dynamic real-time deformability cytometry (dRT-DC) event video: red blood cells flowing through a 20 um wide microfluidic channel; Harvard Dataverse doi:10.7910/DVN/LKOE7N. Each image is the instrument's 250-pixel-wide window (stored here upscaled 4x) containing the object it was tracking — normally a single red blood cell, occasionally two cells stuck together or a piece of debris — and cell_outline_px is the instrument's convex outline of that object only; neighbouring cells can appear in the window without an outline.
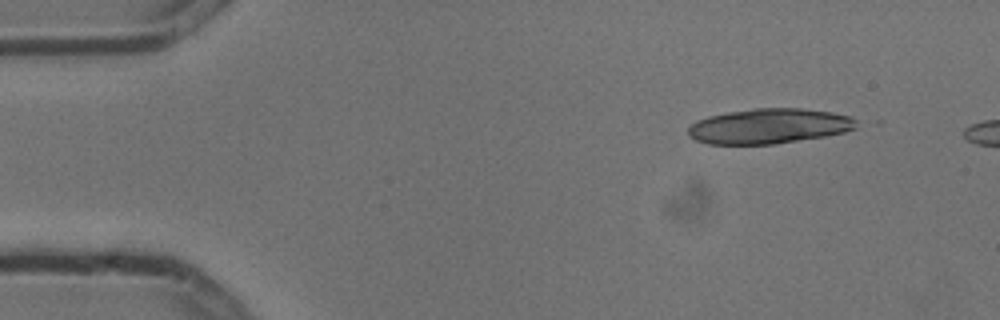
{"species": "common noctule bat (a hibernating species)", "species_latin": "Nyctalus noctula", "temperature_condition": "cold", "stored_images_in_passage": 5, "segment_of_instrument_passage": [2, 2], "camera_frame_rate_fps": 3000, "um_per_image_px": 0.085, "animal": {"sex": "male", "body_mass_g": 13.3}, "frame": {"image": 1, "passage_image": 5, "time_ms": 1.333, "image_size_px": [1000, 320], "cell_outline_px": [[864, 124], [856, 128], [844, 132], [824, 136], [776, 144], [708, 144], [696, 140], [688, 136], [688, 128], [696, 120], [708, 116], [728, 112], [752, 108], [800, 108], [828, 112], [848, 116]], "centroid_in_image_um": [65.37, 10.72], "position_along_channel_um": 19.6, "area_um2": 34.51}}